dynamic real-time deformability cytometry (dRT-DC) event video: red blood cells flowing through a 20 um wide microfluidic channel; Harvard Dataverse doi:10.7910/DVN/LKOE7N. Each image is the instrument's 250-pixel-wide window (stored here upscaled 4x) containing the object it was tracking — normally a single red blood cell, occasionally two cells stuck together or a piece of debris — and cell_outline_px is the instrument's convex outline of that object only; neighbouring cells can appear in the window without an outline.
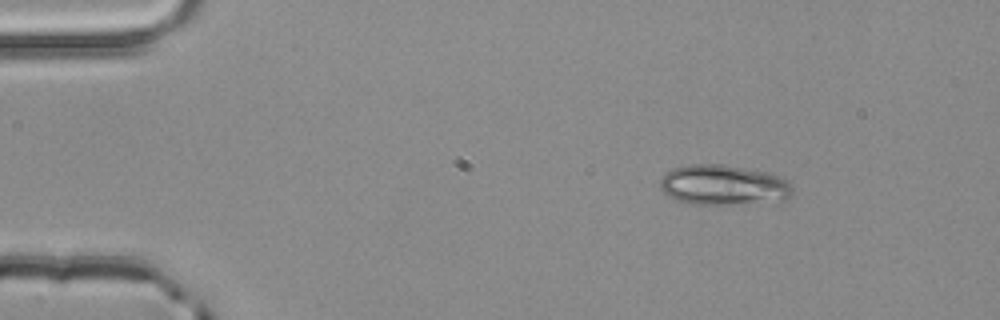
{"species": "common noctule bat (a hibernating species)", "species_latin": "Nyctalus noctula", "temperature_condition": "room temperature", "stored_images_in_passage": 2, "camera_frame_rate_fps": 3000, "um_per_image_px": 0.085, "animal": {"sex": "male", "body_mass_g": 20.4}, "frame": {"image": 1, "passage_image": 1, "time_ms": 0.0, "image_size_px": [1000, 320], "cell_outline_px": [[792, 196], [784, 200], [720, 204], [692, 204], [676, 200], [664, 192], [660, 188], [660, 180], [672, 168], [688, 164], [720, 164], [768, 172], [780, 176], [792, 188]], "centroid_in_image_um": [61.47, 15.71], "position_along_channel_um": 23.5, "area_um2": 30.63}}